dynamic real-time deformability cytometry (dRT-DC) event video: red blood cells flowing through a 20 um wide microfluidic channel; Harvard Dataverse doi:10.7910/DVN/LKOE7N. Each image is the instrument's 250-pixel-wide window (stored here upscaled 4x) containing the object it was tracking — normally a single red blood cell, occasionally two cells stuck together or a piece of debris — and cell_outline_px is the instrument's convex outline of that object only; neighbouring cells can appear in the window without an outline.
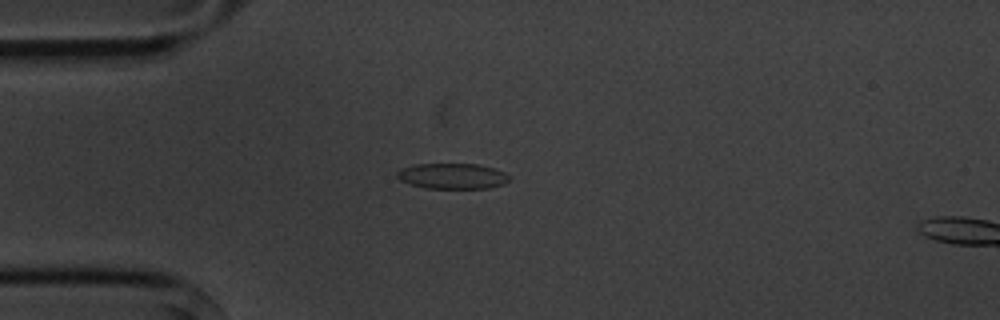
{"species": "common noctule bat (a hibernating species)", "species_latin": "Nyctalus noctula", "temperature_condition": "cold", "stored_images_in_passage": 4, "camera_frame_rate_fps": 3000, "um_per_image_px": 0.085, "animal": {"sex": "male", "body_mass_g": 20.1, "forearm_length_mm": 53.5}, "frame": {"image": 1, "passage_image": 3, "time_ms": 2.333, "image_size_px": [1000, 320], "cell_outline_px": [[508, 180], [504, 184], [488, 188], [424, 188], [408, 184], [400, 180], [396, 176], [396, 172], [400, 168], [416, 164], [476, 164], [492, 168], [504, 172], [508, 176]], "centroid_in_image_um": [38.39, 14.97], "position_along_channel_um": 46.6, "area_um2": 16.7}}